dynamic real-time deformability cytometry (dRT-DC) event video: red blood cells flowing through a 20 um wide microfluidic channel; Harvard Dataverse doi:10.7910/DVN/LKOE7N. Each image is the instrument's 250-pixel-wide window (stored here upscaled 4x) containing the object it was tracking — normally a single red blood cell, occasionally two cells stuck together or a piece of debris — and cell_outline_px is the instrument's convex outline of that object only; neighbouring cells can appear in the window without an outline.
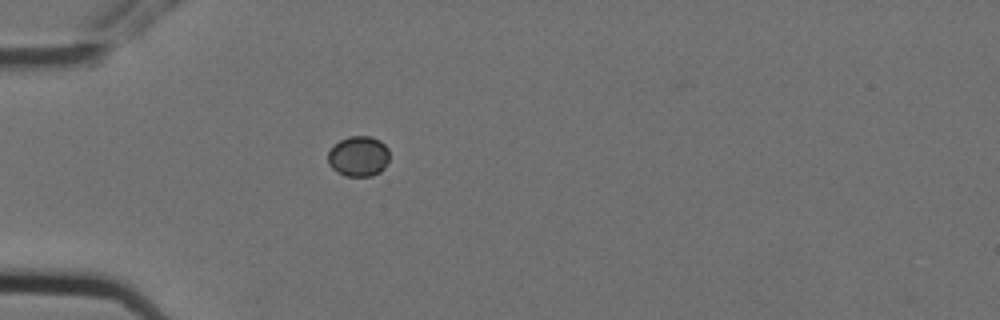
{"species": "Egyptian fruit bat (a non-hibernating species)", "species_latin": "Rousettus aegyptiacus", "temperature_condition": "cold", "stored_images_in_passage": 1, "camera_frame_rate_fps": 3000, "um_per_image_px": 0.085, "animal": {"sex": "female"}, "frame": {"image": 1, "passage_image": 1, "time_ms": 0.0, "image_size_px": [1000, 320], "cell_outline_px": [[388, 160], [384, 168], [380, 172], [372, 176], [344, 176], [336, 172], [328, 164], [328, 152], [340, 140], [348, 136], [372, 136], [380, 140], [388, 148]], "centroid_in_image_um": [30.47, 13.29], "position_along_channel_um": 54.5, "area_um2": 14.57}}